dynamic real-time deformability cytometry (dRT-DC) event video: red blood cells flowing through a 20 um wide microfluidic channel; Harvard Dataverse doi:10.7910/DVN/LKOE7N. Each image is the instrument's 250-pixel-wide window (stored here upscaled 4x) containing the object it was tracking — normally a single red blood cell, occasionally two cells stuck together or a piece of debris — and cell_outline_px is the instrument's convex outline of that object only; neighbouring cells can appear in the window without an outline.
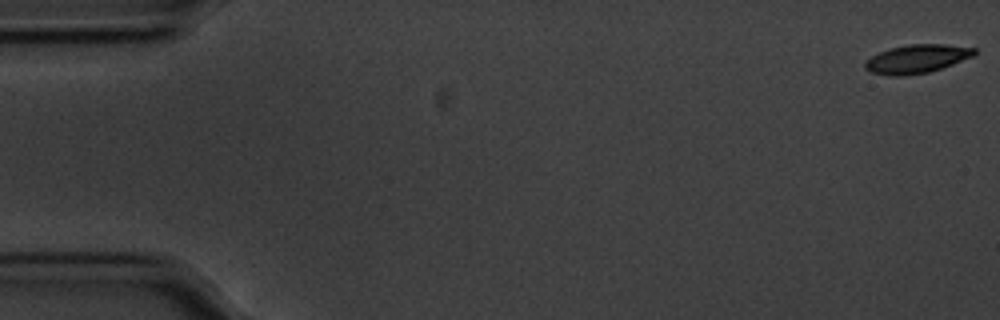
{"species": "common noctule bat (a hibernating species)", "species_latin": "Nyctalus noctula", "temperature_condition": "cold", "stored_images_in_passage": 57, "camera_frame_rate_fps": 3000, "um_per_image_px": 0.085, "animal": {"sex": "male", "body_mass_g": 20.1, "forearm_length_mm": 53.5}, "frame": {"image": 1, "passage_image": 1, "time_ms": 0.0, "image_size_px": [1000, 320], "cell_outline_px": [[976, 52], [972, 56], [952, 64], [928, 72], [904, 76], [888, 76], [872, 72], [864, 68], [864, 60], [880, 52], [892, 48], [908, 44], [944, 44], [976, 48]], "centroid_in_image_um": [77.89, 5.01], "position_along_channel_um": 7.1, "area_um2": 18.03}}
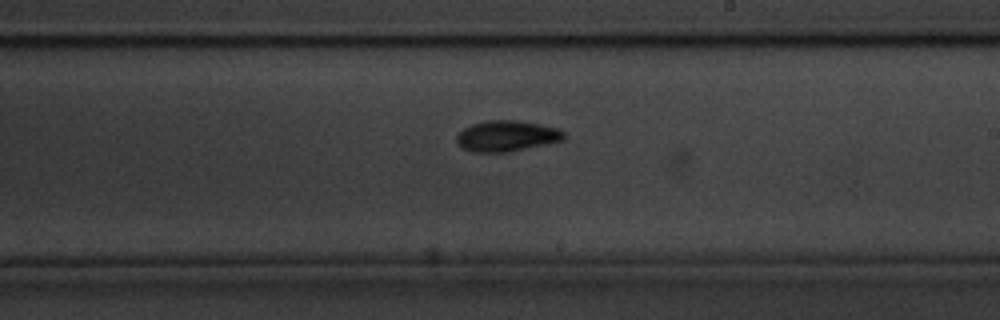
{"frame": {"image": 2, "passage_image": 33, "time_ms": 10.667, "image_size_px": [1000, 320], "cell_outline_px": [[568, 136], [564, 140], [508, 152], [472, 152], [464, 148], [456, 140], [456, 136], [464, 128], [472, 124], [488, 120], [516, 120], [540, 124], [560, 128]], "centroid_in_image_um": [43.12, 11.55], "position_along_channel_um": 245.9, "area_um2": 19.31}}
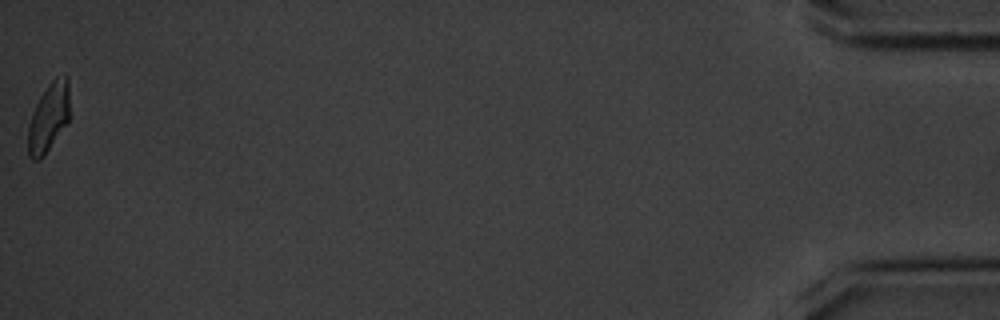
{"frame": {"image": 3, "passage_image": 57, "time_ms": 18.667, "image_size_px": [1000, 320], "cell_outline_px": [[68, 120], [44, 156], [40, 160], [32, 160], [28, 156], [28, 128], [32, 112], [40, 96], [48, 84], [56, 76], [68, 76]], "centroid_in_image_um": [4.1, 10.0], "position_along_channel_um": 431.1, "area_um2": 16.42}, "authors_computed_cell_mechanics": {"area_um2": 18.3226, "velocity_mm_per_s": 3.53, "shape_relaxation_time_tau1_ms": 2.6256, "shape_relaxation_time_tau2_ms": 4.0185, "deformation_change_tau1": 0.1182, "deformation_change_tau2": 0.0732}}